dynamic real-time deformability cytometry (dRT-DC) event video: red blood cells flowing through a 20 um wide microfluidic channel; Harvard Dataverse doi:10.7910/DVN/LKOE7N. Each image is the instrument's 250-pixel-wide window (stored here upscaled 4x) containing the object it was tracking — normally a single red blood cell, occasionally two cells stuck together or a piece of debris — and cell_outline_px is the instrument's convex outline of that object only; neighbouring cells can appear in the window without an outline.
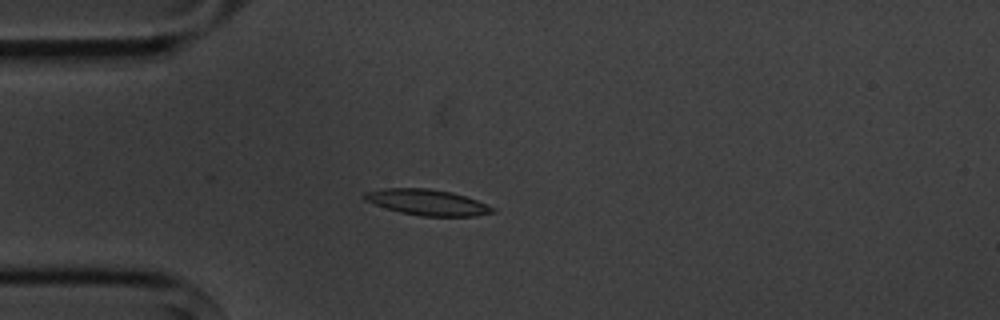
{"species": "common noctule bat (a hibernating species)", "species_latin": "Nyctalus noctula", "temperature_condition": "cold", "stored_images_in_passage": 5, "camera_frame_rate_fps": 3000, "um_per_image_px": 0.085, "animal": {"sex": "male", "body_mass_g": 20.1, "forearm_length_mm": 53.5}, "frame": {"image": 1, "passage_image": 5, "time_ms": 4.667, "image_size_px": [1000, 320], "cell_outline_px": [[496, 212], [476, 216], [420, 216], [400, 212], [364, 200], [360, 196], [364, 192], [384, 188], [428, 188], [452, 192], [476, 200], [496, 208]], "centroid_in_image_um": [36.32, 17.19], "position_along_channel_um": 48.7, "area_um2": 19.31}}